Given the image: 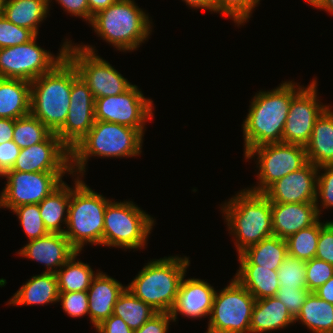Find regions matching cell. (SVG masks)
I'll use <instances>...</instances> for the list:
<instances>
[{"mask_svg":"<svg viewBox=\"0 0 333 333\" xmlns=\"http://www.w3.org/2000/svg\"><path fill=\"white\" fill-rule=\"evenodd\" d=\"M303 86L284 81L273 90L255 93L242 124L244 156L257 146L282 142L291 100Z\"/></svg>","mask_w":333,"mask_h":333,"instance_id":"cell-1","label":"cell"},{"mask_svg":"<svg viewBox=\"0 0 333 333\" xmlns=\"http://www.w3.org/2000/svg\"><path fill=\"white\" fill-rule=\"evenodd\" d=\"M143 135L129 126L96 120L90 131L70 151L72 175L83 177L90 157H136L142 152ZM77 172V173H76Z\"/></svg>","mask_w":333,"mask_h":333,"instance_id":"cell-2","label":"cell"},{"mask_svg":"<svg viewBox=\"0 0 333 333\" xmlns=\"http://www.w3.org/2000/svg\"><path fill=\"white\" fill-rule=\"evenodd\" d=\"M234 245L240 254L261 240L274 236L271 202L263 193L245 188L220 207Z\"/></svg>","mask_w":333,"mask_h":333,"instance_id":"cell-3","label":"cell"},{"mask_svg":"<svg viewBox=\"0 0 333 333\" xmlns=\"http://www.w3.org/2000/svg\"><path fill=\"white\" fill-rule=\"evenodd\" d=\"M78 76L76 67L65 57L51 71L30 82V113L52 133L66 121L72 82Z\"/></svg>","mask_w":333,"mask_h":333,"instance_id":"cell-4","label":"cell"},{"mask_svg":"<svg viewBox=\"0 0 333 333\" xmlns=\"http://www.w3.org/2000/svg\"><path fill=\"white\" fill-rule=\"evenodd\" d=\"M189 265L186 256L150 260L126 287L157 312L170 313Z\"/></svg>","mask_w":333,"mask_h":333,"instance_id":"cell-5","label":"cell"},{"mask_svg":"<svg viewBox=\"0 0 333 333\" xmlns=\"http://www.w3.org/2000/svg\"><path fill=\"white\" fill-rule=\"evenodd\" d=\"M134 0H118L90 22L95 33L119 51L137 50L150 36L152 20Z\"/></svg>","mask_w":333,"mask_h":333,"instance_id":"cell-6","label":"cell"},{"mask_svg":"<svg viewBox=\"0 0 333 333\" xmlns=\"http://www.w3.org/2000/svg\"><path fill=\"white\" fill-rule=\"evenodd\" d=\"M70 187V204L64 235L81 252L85 244L103 246L104 216L107 203L103 195L93 191L76 175Z\"/></svg>","mask_w":333,"mask_h":333,"instance_id":"cell-7","label":"cell"},{"mask_svg":"<svg viewBox=\"0 0 333 333\" xmlns=\"http://www.w3.org/2000/svg\"><path fill=\"white\" fill-rule=\"evenodd\" d=\"M155 219L132 201L107 203L104 216L103 246L144 249Z\"/></svg>","mask_w":333,"mask_h":333,"instance_id":"cell-8","label":"cell"},{"mask_svg":"<svg viewBox=\"0 0 333 333\" xmlns=\"http://www.w3.org/2000/svg\"><path fill=\"white\" fill-rule=\"evenodd\" d=\"M94 48L92 45H74L71 40L66 47V57L76 67L94 98L117 96L130 89L133 84L108 61L97 55Z\"/></svg>","mask_w":333,"mask_h":333,"instance_id":"cell-9","label":"cell"},{"mask_svg":"<svg viewBox=\"0 0 333 333\" xmlns=\"http://www.w3.org/2000/svg\"><path fill=\"white\" fill-rule=\"evenodd\" d=\"M255 301L245 287L231 279L225 288L216 290L206 333H250Z\"/></svg>","mask_w":333,"mask_h":333,"instance_id":"cell-10","label":"cell"},{"mask_svg":"<svg viewBox=\"0 0 333 333\" xmlns=\"http://www.w3.org/2000/svg\"><path fill=\"white\" fill-rule=\"evenodd\" d=\"M37 36L24 44L0 48V78L32 82L66 57L69 39L62 44L58 55H54L36 44Z\"/></svg>","mask_w":333,"mask_h":333,"instance_id":"cell-11","label":"cell"},{"mask_svg":"<svg viewBox=\"0 0 333 333\" xmlns=\"http://www.w3.org/2000/svg\"><path fill=\"white\" fill-rule=\"evenodd\" d=\"M257 157V186L250 191L263 193L278 179L297 171L308 163L305 146L284 142L268 143L252 148L245 160ZM259 165V166H258Z\"/></svg>","mask_w":333,"mask_h":333,"instance_id":"cell-12","label":"cell"},{"mask_svg":"<svg viewBox=\"0 0 333 333\" xmlns=\"http://www.w3.org/2000/svg\"><path fill=\"white\" fill-rule=\"evenodd\" d=\"M153 101L133 85L117 96L95 99V120L117 123L137 129L143 136L145 123L153 118Z\"/></svg>","mask_w":333,"mask_h":333,"instance_id":"cell-13","label":"cell"},{"mask_svg":"<svg viewBox=\"0 0 333 333\" xmlns=\"http://www.w3.org/2000/svg\"><path fill=\"white\" fill-rule=\"evenodd\" d=\"M71 172H20L7 171L3 176L7 183L0 193V208H13L27 204H39L62 182L65 174Z\"/></svg>","mask_w":333,"mask_h":333,"instance_id":"cell-14","label":"cell"},{"mask_svg":"<svg viewBox=\"0 0 333 333\" xmlns=\"http://www.w3.org/2000/svg\"><path fill=\"white\" fill-rule=\"evenodd\" d=\"M317 80L302 87L292 98L282 142L305 146L311 136L317 118L330 105H324L318 99Z\"/></svg>","mask_w":333,"mask_h":333,"instance_id":"cell-15","label":"cell"},{"mask_svg":"<svg viewBox=\"0 0 333 333\" xmlns=\"http://www.w3.org/2000/svg\"><path fill=\"white\" fill-rule=\"evenodd\" d=\"M95 98L88 85L78 76L70 93V106L64 125L56 132L61 142L71 151L95 123Z\"/></svg>","mask_w":333,"mask_h":333,"instance_id":"cell-16","label":"cell"},{"mask_svg":"<svg viewBox=\"0 0 333 333\" xmlns=\"http://www.w3.org/2000/svg\"><path fill=\"white\" fill-rule=\"evenodd\" d=\"M9 171L71 172L70 150L56 133H52L43 142L21 148L14 166Z\"/></svg>","mask_w":333,"mask_h":333,"instance_id":"cell-17","label":"cell"},{"mask_svg":"<svg viewBox=\"0 0 333 333\" xmlns=\"http://www.w3.org/2000/svg\"><path fill=\"white\" fill-rule=\"evenodd\" d=\"M318 168L308 162L271 184L263 194L271 203H315Z\"/></svg>","mask_w":333,"mask_h":333,"instance_id":"cell-18","label":"cell"},{"mask_svg":"<svg viewBox=\"0 0 333 333\" xmlns=\"http://www.w3.org/2000/svg\"><path fill=\"white\" fill-rule=\"evenodd\" d=\"M77 252L64 234L49 233L28 241L17 254L44 265L43 272L56 273Z\"/></svg>","mask_w":333,"mask_h":333,"instance_id":"cell-19","label":"cell"},{"mask_svg":"<svg viewBox=\"0 0 333 333\" xmlns=\"http://www.w3.org/2000/svg\"><path fill=\"white\" fill-rule=\"evenodd\" d=\"M182 278L176 302L170 314L174 322L177 315L187 318L210 316L216 290L207 281L198 278Z\"/></svg>","mask_w":333,"mask_h":333,"instance_id":"cell-20","label":"cell"},{"mask_svg":"<svg viewBox=\"0 0 333 333\" xmlns=\"http://www.w3.org/2000/svg\"><path fill=\"white\" fill-rule=\"evenodd\" d=\"M273 234L282 239L315 224L320 215L315 203H271Z\"/></svg>","mask_w":333,"mask_h":333,"instance_id":"cell-21","label":"cell"},{"mask_svg":"<svg viewBox=\"0 0 333 333\" xmlns=\"http://www.w3.org/2000/svg\"><path fill=\"white\" fill-rule=\"evenodd\" d=\"M125 288L118 280L97 270L87 290L89 318L94 328L113 314L114 305Z\"/></svg>","mask_w":333,"mask_h":333,"instance_id":"cell-22","label":"cell"},{"mask_svg":"<svg viewBox=\"0 0 333 333\" xmlns=\"http://www.w3.org/2000/svg\"><path fill=\"white\" fill-rule=\"evenodd\" d=\"M328 106L315 121L305 145L308 162L314 166H333V111Z\"/></svg>","mask_w":333,"mask_h":333,"instance_id":"cell-23","label":"cell"},{"mask_svg":"<svg viewBox=\"0 0 333 333\" xmlns=\"http://www.w3.org/2000/svg\"><path fill=\"white\" fill-rule=\"evenodd\" d=\"M59 297L58 279L56 273L42 272L32 276L11 297L7 305H44L57 303Z\"/></svg>","mask_w":333,"mask_h":333,"instance_id":"cell-24","label":"cell"},{"mask_svg":"<svg viewBox=\"0 0 333 333\" xmlns=\"http://www.w3.org/2000/svg\"><path fill=\"white\" fill-rule=\"evenodd\" d=\"M295 323L287 307L276 297L256 300L250 321V333L285 329Z\"/></svg>","mask_w":333,"mask_h":333,"instance_id":"cell-25","label":"cell"},{"mask_svg":"<svg viewBox=\"0 0 333 333\" xmlns=\"http://www.w3.org/2000/svg\"><path fill=\"white\" fill-rule=\"evenodd\" d=\"M31 84L23 79L0 78V118L16 120L30 113Z\"/></svg>","mask_w":333,"mask_h":333,"instance_id":"cell-26","label":"cell"},{"mask_svg":"<svg viewBox=\"0 0 333 333\" xmlns=\"http://www.w3.org/2000/svg\"><path fill=\"white\" fill-rule=\"evenodd\" d=\"M288 256L287 242L277 236L261 240L238 254L240 265H260L270 270H278Z\"/></svg>","mask_w":333,"mask_h":333,"instance_id":"cell-27","label":"cell"},{"mask_svg":"<svg viewBox=\"0 0 333 333\" xmlns=\"http://www.w3.org/2000/svg\"><path fill=\"white\" fill-rule=\"evenodd\" d=\"M49 10V0H4L2 15L38 35L39 24L46 19Z\"/></svg>","mask_w":333,"mask_h":333,"instance_id":"cell-28","label":"cell"},{"mask_svg":"<svg viewBox=\"0 0 333 333\" xmlns=\"http://www.w3.org/2000/svg\"><path fill=\"white\" fill-rule=\"evenodd\" d=\"M234 278L245 287L256 300L275 297L279 290L277 270L260 265H239Z\"/></svg>","mask_w":333,"mask_h":333,"instance_id":"cell-29","label":"cell"},{"mask_svg":"<svg viewBox=\"0 0 333 333\" xmlns=\"http://www.w3.org/2000/svg\"><path fill=\"white\" fill-rule=\"evenodd\" d=\"M69 204L70 186L64 181L38 204L41 218L49 233H65L61 225L67 224Z\"/></svg>","mask_w":333,"mask_h":333,"instance_id":"cell-30","label":"cell"},{"mask_svg":"<svg viewBox=\"0 0 333 333\" xmlns=\"http://www.w3.org/2000/svg\"><path fill=\"white\" fill-rule=\"evenodd\" d=\"M298 321L313 333H333V304L310 292L295 318Z\"/></svg>","mask_w":333,"mask_h":333,"instance_id":"cell-31","label":"cell"},{"mask_svg":"<svg viewBox=\"0 0 333 333\" xmlns=\"http://www.w3.org/2000/svg\"><path fill=\"white\" fill-rule=\"evenodd\" d=\"M75 253L57 272L59 292L87 291L97 274L87 263L79 261Z\"/></svg>","mask_w":333,"mask_h":333,"instance_id":"cell-32","label":"cell"},{"mask_svg":"<svg viewBox=\"0 0 333 333\" xmlns=\"http://www.w3.org/2000/svg\"><path fill=\"white\" fill-rule=\"evenodd\" d=\"M156 313L155 309L137 298L127 287L119 295L113 309V315L121 317L132 330L139 329Z\"/></svg>","mask_w":333,"mask_h":333,"instance_id":"cell-33","label":"cell"},{"mask_svg":"<svg viewBox=\"0 0 333 333\" xmlns=\"http://www.w3.org/2000/svg\"><path fill=\"white\" fill-rule=\"evenodd\" d=\"M51 134L52 132L31 113L14 120L12 140L20 149L43 142Z\"/></svg>","mask_w":333,"mask_h":333,"instance_id":"cell-34","label":"cell"},{"mask_svg":"<svg viewBox=\"0 0 333 333\" xmlns=\"http://www.w3.org/2000/svg\"><path fill=\"white\" fill-rule=\"evenodd\" d=\"M319 234L320 219L315 224L289 236L285 239L287 242L288 255L303 261H309L315 258Z\"/></svg>","mask_w":333,"mask_h":333,"instance_id":"cell-35","label":"cell"},{"mask_svg":"<svg viewBox=\"0 0 333 333\" xmlns=\"http://www.w3.org/2000/svg\"><path fill=\"white\" fill-rule=\"evenodd\" d=\"M29 241L49 234L41 218L38 204H27L12 209Z\"/></svg>","mask_w":333,"mask_h":333,"instance_id":"cell-36","label":"cell"},{"mask_svg":"<svg viewBox=\"0 0 333 333\" xmlns=\"http://www.w3.org/2000/svg\"><path fill=\"white\" fill-rule=\"evenodd\" d=\"M306 261L287 256L277 270L279 288H307Z\"/></svg>","mask_w":333,"mask_h":333,"instance_id":"cell-37","label":"cell"},{"mask_svg":"<svg viewBox=\"0 0 333 333\" xmlns=\"http://www.w3.org/2000/svg\"><path fill=\"white\" fill-rule=\"evenodd\" d=\"M260 0H215V13L230 17L238 26L244 25Z\"/></svg>","mask_w":333,"mask_h":333,"instance_id":"cell-38","label":"cell"},{"mask_svg":"<svg viewBox=\"0 0 333 333\" xmlns=\"http://www.w3.org/2000/svg\"><path fill=\"white\" fill-rule=\"evenodd\" d=\"M35 36L36 34L30 29L19 27L3 15L0 16V48L27 43Z\"/></svg>","mask_w":333,"mask_h":333,"instance_id":"cell-39","label":"cell"},{"mask_svg":"<svg viewBox=\"0 0 333 333\" xmlns=\"http://www.w3.org/2000/svg\"><path fill=\"white\" fill-rule=\"evenodd\" d=\"M305 276L307 289L314 292L333 276V265L323 260L313 258L306 261Z\"/></svg>","mask_w":333,"mask_h":333,"instance_id":"cell-40","label":"cell"},{"mask_svg":"<svg viewBox=\"0 0 333 333\" xmlns=\"http://www.w3.org/2000/svg\"><path fill=\"white\" fill-rule=\"evenodd\" d=\"M323 173L320 174V171ZM320 197V198H319ZM319 199H321L319 206ZM319 215L322 214V209L333 207V166L318 167L317 190L315 201ZM322 209H321V208Z\"/></svg>","mask_w":333,"mask_h":333,"instance_id":"cell-41","label":"cell"},{"mask_svg":"<svg viewBox=\"0 0 333 333\" xmlns=\"http://www.w3.org/2000/svg\"><path fill=\"white\" fill-rule=\"evenodd\" d=\"M59 301L63 311L73 318L89 315L87 291L59 292Z\"/></svg>","mask_w":333,"mask_h":333,"instance_id":"cell-42","label":"cell"},{"mask_svg":"<svg viewBox=\"0 0 333 333\" xmlns=\"http://www.w3.org/2000/svg\"><path fill=\"white\" fill-rule=\"evenodd\" d=\"M309 293L307 288H279L275 297L287 307L295 319Z\"/></svg>","mask_w":333,"mask_h":333,"instance_id":"cell-43","label":"cell"},{"mask_svg":"<svg viewBox=\"0 0 333 333\" xmlns=\"http://www.w3.org/2000/svg\"><path fill=\"white\" fill-rule=\"evenodd\" d=\"M315 258L333 265V221L320 222Z\"/></svg>","mask_w":333,"mask_h":333,"instance_id":"cell-44","label":"cell"},{"mask_svg":"<svg viewBox=\"0 0 333 333\" xmlns=\"http://www.w3.org/2000/svg\"><path fill=\"white\" fill-rule=\"evenodd\" d=\"M174 322L168 312H157L134 333H167L170 322Z\"/></svg>","mask_w":333,"mask_h":333,"instance_id":"cell-45","label":"cell"},{"mask_svg":"<svg viewBox=\"0 0 333 333\" xmlns=\"http://www.w3.org/2000/svg\"><path fill=\"white\" fill-rule=\"evenodd\" d=\"M19 153L20 148L13 140L0 144V177L12 169Z\"/></svg>","mask_w":333,"mask_h":333,"instance_id":"cell-46","label":"cell"},{"mask_svg":"<svg viewBox=\"0 0 333 333\" xmlns=\"http://www.w3.org/2000/svg\"><path fill=\"white\" fill-rule=\"evenodd\" d=\"M58 4L63 7L64 11L71 14L72 16H77L79 18L85 19V21L90 24V9L87 0H55ZM52 0H49V6Z\"/></svg>","mask_w":333,"mask_h":333,"instance_id":"cell-47","label":"cell"},{"mask_svg":"<svg viewBox=\"0 0 333 333\" xmlns=\"http://www.w3.org/2000/svg\"><path fill=\"white\" fill-rule=\"evenodd\" d=\"M96 331L98 333H134V330L130 329L121 317L113 314L98 325Z\"/></svg>","mask_w":333,"mask_h":333,"instance_id":"cell-48","label":"cell"},{"mask_svg":"<svg viewBox=\"0 0 333 333\" xmlns=\"http://www.w3.org/2000/svg\"><path fill=\"white\" fill-rule=\"evenodd\" d=\"M14 120L9 118H0V144L13 139Z\"/></svg>","mask_w":333,"mask_h":333,"instance_id":"cell-49","label":"cell"},{"mask_svg":"<svg viewBox=\"0 0 333 333\" xmlns=\"http://www.w3.org/2000/svg\"><path fill=\"white\" fill-rule=\"evenodd\" d=\"M321 299L333 304V276L322 286L314 291Z\"/></svg>","mask_w":333,"mask_h":333,"instance_id":"cell-50","label":"cell"},{"mask_svg":"<svg viewBox=\"0 0 333 333\" xmlns=\"http://www.w3.org/2000/svg\"><path fill=\"white\" fill-rule=\"evenodd\" d=\"M87 1L89 4V9H90V22H91L93 16L97 12H99L105 8H108L109 6H111L112 4L117 2L118 0H87Z\"/></svg>","mask_w":333,"mask_h":333,"instance_id":"cell-51","label":"cell"},{"mask_svg":"<svg viewBox=\"0 0 333 333\" xmlns=\"http://www.w3.org/2000/svg\"><path fill=\"white\" fill-rule=\"evenodd\" d=\"M192 9H206L215 13V0H182Z\"/></svg>","mask_w":333,"mask_h":333,"instance_id":"cell-52","label":"cell"},{"mask_svg":"<svg viewBox=\"0 0 333 333\" xmlns=\"http://www.w3.org/2000/svg\"><path fill=\"white\" fill-rule=\"evenodd\" d=\"M318 9H322L333 14V0H323L321 6Z\"/></svg>","mask_w":333,"mask_h":333,"instance_id":"cell-53","label":"cell"},{"mask_svg":"<svg viewBox=\"0 0 333 333\" xmlns=\"http://www.w3.org/2000/svg\"><path fill=\"white\" fill-rule=\"evenodd\" d=\"M308 4H310L313 8H319L323 2V0H305Z\"/></svg>","mask_w":333,"mask_h":333,"instance_id":"cell-54","label":"cell"},{"mask_svg":"<svg viewBox=\"0 0 333 333\" xmlns=\"http://www.w3.org/2000/svg\"><path fill=\"white\" fill-rule=\"evenodd\" d=\"M3 2H4V0H0V16L2 15Z\"/></svg>","mask_w":333,"mask_h":333,"instance_id":"cell-55","label":"cell"}]
</instances>
